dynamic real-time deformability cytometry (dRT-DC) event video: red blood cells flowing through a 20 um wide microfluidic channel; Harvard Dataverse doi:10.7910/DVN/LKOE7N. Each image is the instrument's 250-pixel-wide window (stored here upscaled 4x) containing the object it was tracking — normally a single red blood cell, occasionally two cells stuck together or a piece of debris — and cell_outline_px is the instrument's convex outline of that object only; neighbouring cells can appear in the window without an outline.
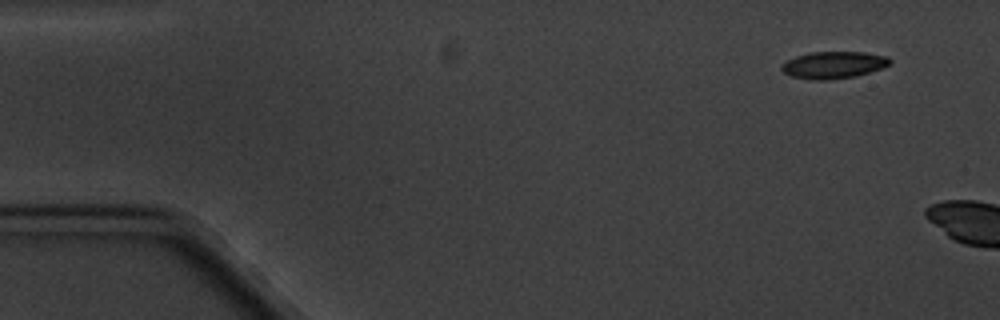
{"species": "common noctule bat (a hibernating species)", "species_latin": "Nyctalus noctula", "temperature_condition": "cold", "stored_images_in_passage": 2, "camera_frame_rate_fps": 3000, "um_per_image_px": 0.085, "animal": {"sex": "male", "body_mass_g": 20.1, "forearm_length_mm": 53.5}, "frame": {"image": 1, "passage_image": 1, "time_ms": 0.0, "image_size_px": [1000, 320], "cell_outline_px": [[892, 60], [888, 64], [880, 68], [856, 76], [824, 80], [812, 80], [792, 76], [784, 72], [780, 68], [780, 64], [796, 56], [812, 52], [864, 52], [888, 56]], "centroid_in_image_um": [70.83, 5.51], "position_along_channel_um": 14.2, "area_um2": 16.88}}